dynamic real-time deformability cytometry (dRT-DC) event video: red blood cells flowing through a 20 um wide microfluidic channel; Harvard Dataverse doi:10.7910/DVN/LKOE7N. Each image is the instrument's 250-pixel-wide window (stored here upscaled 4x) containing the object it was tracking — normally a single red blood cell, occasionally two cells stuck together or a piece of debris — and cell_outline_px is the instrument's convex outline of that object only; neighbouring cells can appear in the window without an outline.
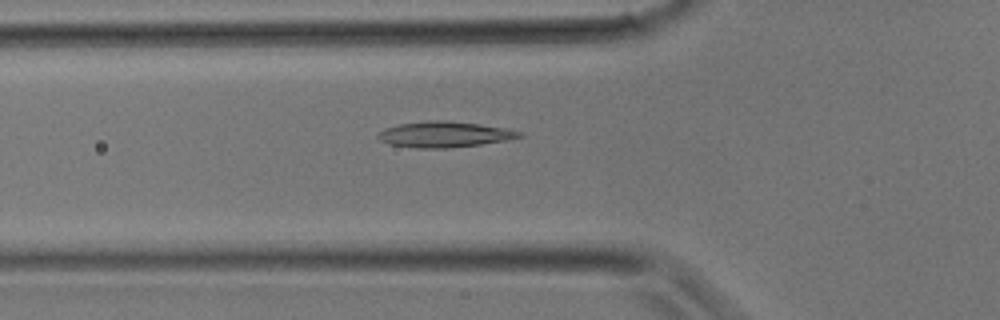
{"species": "common noctule bat (a hibernating species)", "species_latin": "Nyctalus noctula", "temperature_condition": "room temperature", "stored_images_in_passage": 24, "camera_frame_rate_fps": 3000, "um_per_image_px": 0.085, "animal": {"sex": "male", "body_mass_g": 17.9}, "frame": {"image": 1, "passage_image": 3, "time_ms": 0.667, "image_size_px": [1000, 320], "cell_outline_px": [[524, 136], [508, 140], [480, 144], [448, 148], [416, 148], [388, 144], [380, 140], [376, 136], [384, 128], [400, 124], [432, 120], [444, 120], [480, 124], [508, 128], [524, 132]], "centroid_in_image_um": [37.81, 11.42], "position_along_channel_um": 88.0, "area_um2": 21.33}}
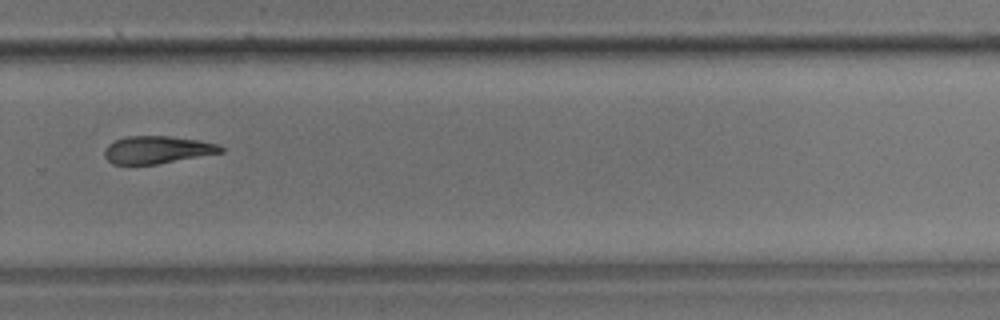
{"frame": {"image": 2, "passage_image": 14, "time_ms": 4.333, "image_size_px": [1000, 320], "cell_outline_px": [[224, 152], [156, 164], [112, 164], [104, 156], [104, 148], [108, 144], [116, 140], [128, 136], [168, 136], [200, 140], [220, 144], [224, 148]], "centroid_in_image_um": [13.38, 12.72], "position_along_channel_um": 316.4, "area_um2": 18.67}}
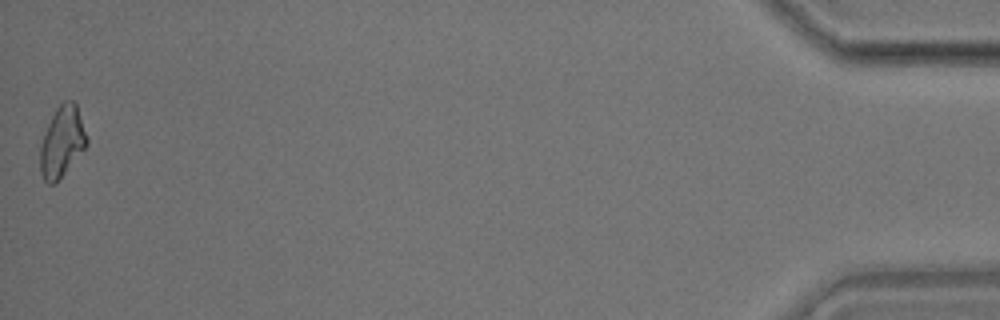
{"frame": {"image": 3, "passage_image": 24, "time_ms": 7.667, "image_size_px": [1000, 320], "cell_outline_px": [[88, 144], [64, 172], [52, 184], [48, 184], [44, 180], [40, 172], [40, 148], [48, 124], [56, 108], [64, 100], [72, 100], [76, 104], [88, 140]], "centroid_in_image_um": [5.27, 12.02], "position_along_channel_um": 429.9, "area_um2": 18.61}}